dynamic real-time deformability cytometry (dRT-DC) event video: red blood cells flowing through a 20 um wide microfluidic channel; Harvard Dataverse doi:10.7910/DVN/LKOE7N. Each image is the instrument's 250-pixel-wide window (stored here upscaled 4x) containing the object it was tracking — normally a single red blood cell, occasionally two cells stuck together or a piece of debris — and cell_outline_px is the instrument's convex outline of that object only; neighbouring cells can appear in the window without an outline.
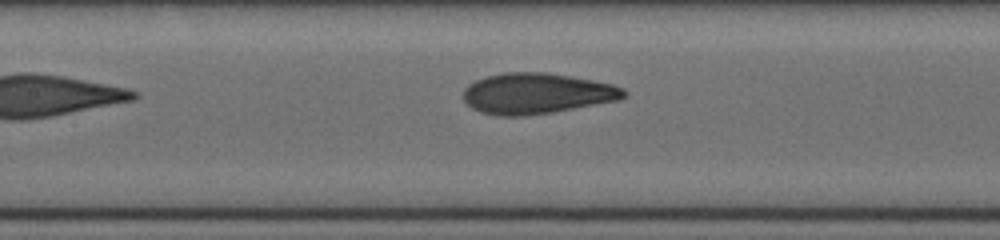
{"species": "human", "species_latin": "Homo sapiens", "temperature_condition": "cold", "stored_images_in_passage": 11, "camera_frame_rate_fps": 3000, "um_per_image_px": 0.085, "donor": {"sex": "female"}, "frame": {"image": 1, "passage_image": 11, "time_ms": 7.667, "image_size_px": [1000, 240], "cell_outline_px": [[628, 92], [620, 100], [552, 112], [524, 116], [496, 116], [480, 112], [472, 108], [464, 100], [464, 88], [468, 84], [484, 76], [504, 72], [548, 72], [572, 76], [612, 84], [624, 88]], "centroid_in_image_um": [45.61, 7.94], "position_along_channel_um": 161.8, "area_um2": 38.38}}